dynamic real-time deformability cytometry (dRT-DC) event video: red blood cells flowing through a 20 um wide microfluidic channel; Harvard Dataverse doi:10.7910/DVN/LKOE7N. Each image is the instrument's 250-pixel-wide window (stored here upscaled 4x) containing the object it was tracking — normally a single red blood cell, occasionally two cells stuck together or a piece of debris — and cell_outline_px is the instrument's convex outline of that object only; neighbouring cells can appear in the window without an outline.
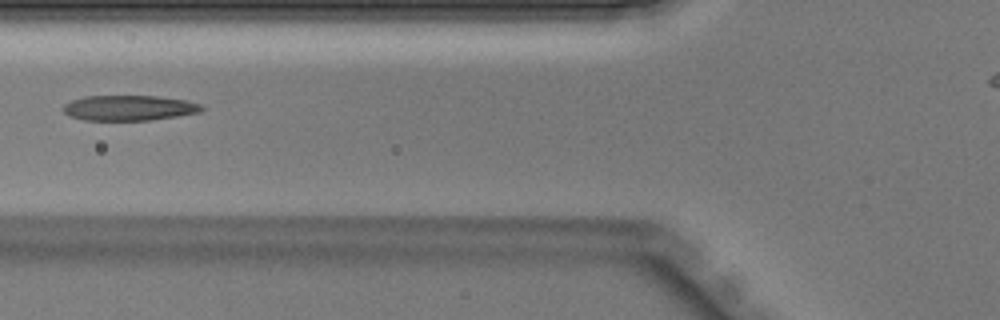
{"species": "Egyptian fruit bat (a non-hibernating species)", "species_latin": "Rousettus aegyptiacus", "temperature_condition": "warm", "stored_images_in_passage": 29, "camera_frame_rate_fps": 3000, "um_per_image_px": 0.085, "animal": {"sex": "male"}, "frame": {"image": 1, "passage_image": 5, "time_ms": 1.333, "image_size_px": [1000, 320], "cell_outline_px": [[204, 108], [200, 112], [152, 120], [84, 120], [68, 116], [64, 112], [64, 104], [72, 100], [84, 96], [156, 96], [184, 100], [200, 104]], "centroid_in_image_um": [10.94, 9.17], "position_along_channel_um": 114.9, "area_um2": 20.29}}
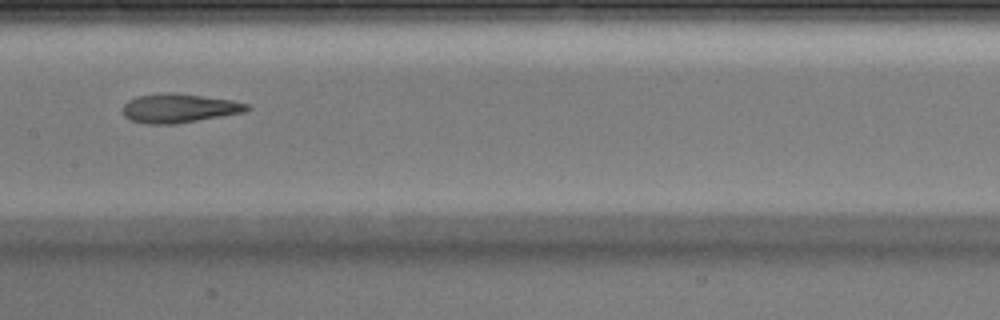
{"frame": {"image": 2, "passage_image": 10, "time_ms": 3.0, "image_size_px": [1000, 320], "cell_outline_px": [[252, 108], [244, 112], [176, 124], [144, 124], [128, 120], [124, 116], [124, 104], [128, 100], [136, 96], [160, 92], [172, 92], [232, 100], [248, 104]], "centroid_in_image_um": [15.18, 9.2], "position_along_channel_um": 192.2, "area_um2": 21.15}}
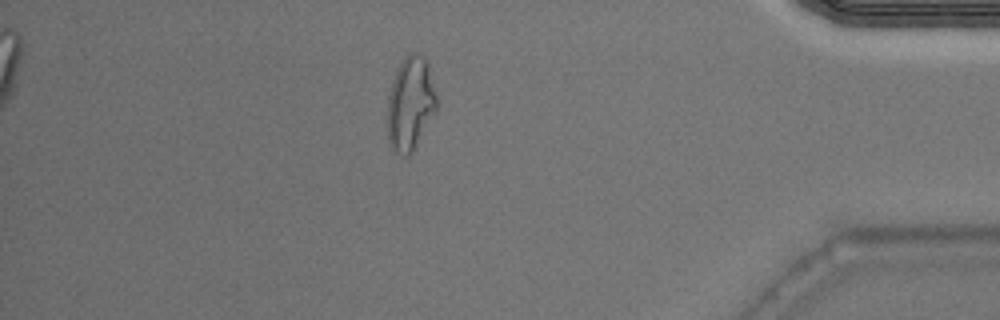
{"frame": {"image": 3, "passage_image": 26, "time_ms": 8.333, "image_size_px": [1000, 320], "cell_outline_px": [[436, 108], [412, 152], [408, 156], [400, 156], [392, 148], [388, 140], [388, 96], [400, 60], [408, 52], [416, 52], [424, 56], [428, 64], [436, 96]], "centroid_in_image_um": [34.86, 8.77], "position_along_channel_um": 400.3, "area_um2": 26.47}}